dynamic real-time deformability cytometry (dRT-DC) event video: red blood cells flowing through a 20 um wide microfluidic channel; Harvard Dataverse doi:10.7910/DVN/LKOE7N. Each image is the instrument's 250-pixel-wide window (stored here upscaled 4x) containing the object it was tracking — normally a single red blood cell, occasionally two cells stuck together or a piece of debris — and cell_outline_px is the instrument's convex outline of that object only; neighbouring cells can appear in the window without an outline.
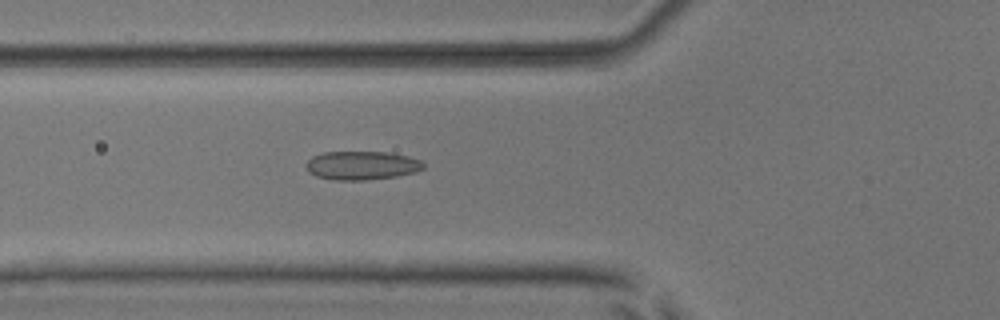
{"species": "common noctule bat (a hibernating species)", "species_latin": "Nyctalus noctula", "temperature_condition": "room temperature", "stored_images_in_passage": 42, "camera_frame_rate_fps": 3000, "um_per_image_px": 0.085, "animal": {"sex": "male", "body_mass_g": 17.9, "forearm_length_mm": 54.2}, "frame": {"image": 1, "passage_image": 9, "time_ms": 2.667, "image_size_px": [1000, 320], "cell_outline_px": [[424, 168], [416, 172], [396, 176], [364, 180], [332, 180], [316, 176], [308, 172], [304, 164], [312, 156], [324, 152], [388, 152], [408, 156], [420, 160], [424, 164]], "centroid_in_image_um": [30.72, 14.06], "position_along_channel_um": 95.1, "area_um2": 19.71}}
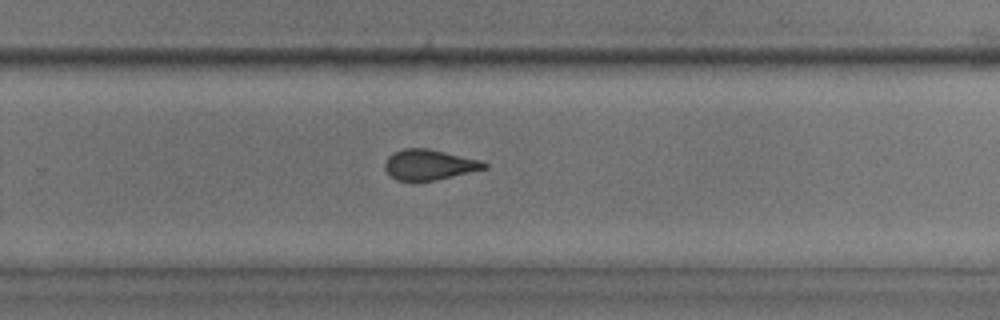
{"frame": {"image": 2, "passage_image": 24, "time_ms": 7.667, "image_size_px": [1000, 320], "cell_outline_px": [[488, 168], [436, 180], [412, 184], [396, 180], [384, 168], [384, 164], [388, 156], [392, 152], [404, 148], [428, 148], [480, 160], [488, 164]], "centroid_in_image_um": [36.44, 14.03], "position_along_channel_um": 293.4, "area_um2": 18.09}}
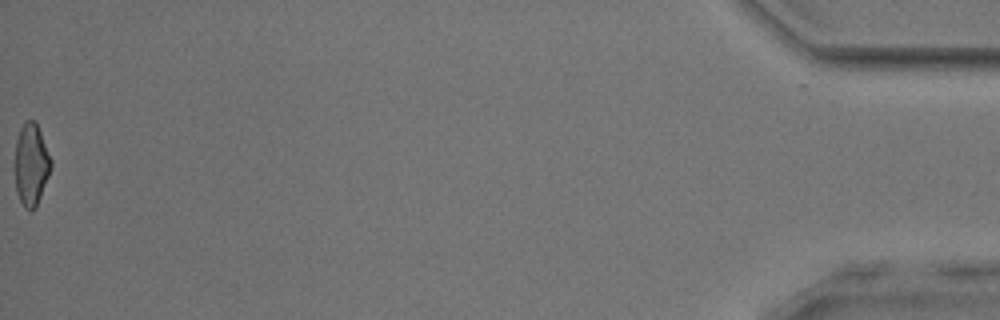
{"frame": {"image": 3, "passage_image": 42, "time_ms": 13.667, "image_size_px": [1000, 320], "cell_outline_px": [[52, 164], [48, 176], [36, 208], [32, 212], [24, 208], [16, 192], [12, 168], [16, 140], [20, 128], [28, 120], [36, 120], [52, 160]], "centroid_in_image_um": [2.61, 14.01], "position_along_channel_um": 432.6, "area_um2": 17.92}, "authors_computed_cell_mechanics": {"area_um2": 18.207, "velocity_mm_per_s": 3.9775, "shape_relaxation_time_tau1_ms": null, "shape_relaxation_time_tau2_ms": 1.4937, "deformation_change_tau1": null, "deformation_change_tau2": 0.078}}